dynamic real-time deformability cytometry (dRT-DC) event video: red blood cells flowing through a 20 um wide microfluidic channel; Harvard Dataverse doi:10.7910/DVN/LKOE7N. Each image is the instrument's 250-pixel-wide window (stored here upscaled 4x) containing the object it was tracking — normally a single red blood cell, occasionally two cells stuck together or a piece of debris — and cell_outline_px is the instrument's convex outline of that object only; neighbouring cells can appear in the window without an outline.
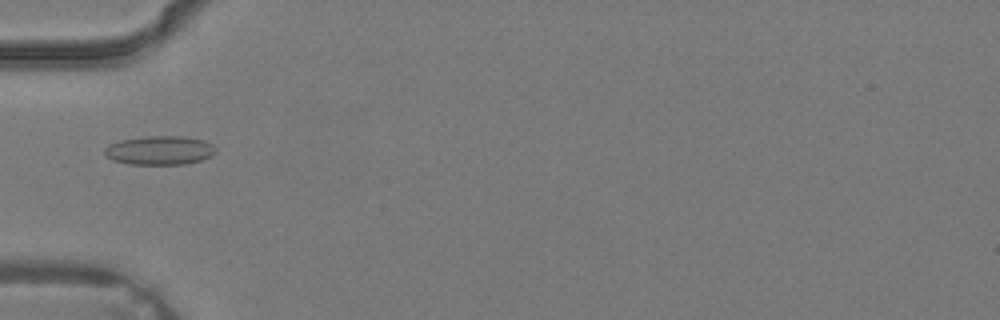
{"species": "common noctule bat (a hibernating species)", "species_latin": "Nyctalus noctula", "temperature_condition": "warm", "stored_images_in_passage": 4, "camera_frame_rate_fps": 3000, "um_per_image_px": 0.085, "animal": {"sex": "male", "body_mass_g": 19.2, "forearm_length_mm": 51.8}, "frame": {"image": 1, "passage_image": 4, "time_ms": 1.0, "image_size_px": [1000, 320], "cell_outline_px": [[216, 152], [212, 156], [200, 160], [184, 164], [128, 164], [112, 160], [104, 152], [104, 148], [108, 144], [120, 140], [144, 136], [184, 136], [204, 140], [212, 144], [216, 148]], "centroid_in_image_um": [13.57, 12.77], "position_along_channel_um": 71.4, "area_um2": 18.84}}